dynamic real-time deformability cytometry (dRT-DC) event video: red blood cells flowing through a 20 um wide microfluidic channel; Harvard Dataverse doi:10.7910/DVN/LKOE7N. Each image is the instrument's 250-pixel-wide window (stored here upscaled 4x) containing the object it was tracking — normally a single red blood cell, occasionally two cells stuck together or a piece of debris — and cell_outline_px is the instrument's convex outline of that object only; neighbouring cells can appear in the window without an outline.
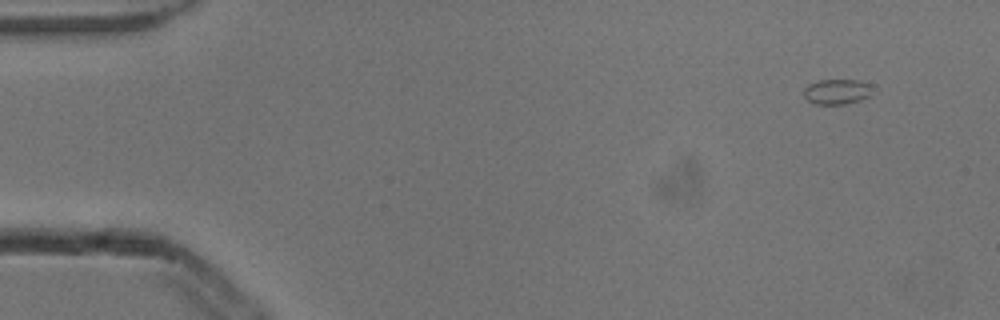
{"species": "common noctule bat (a hibernating species)", "species_latin": "Nyctalus noctula", "temperature_condition": "cold", "stored_images_in_passage": 4, "segment_of_instrument_passage": [2, 2], "camera_frame_rate_fps": 3000, "um_per_image_px": 0.085, "animal": {"sex": "male", "body_mass_g": 13.3}, "frame": {"image": 1, "passage_image": 4, "time_ms": 1.0, "image_size_px": [1000, 320], "cell_outline_px": [[872, 84], [868, 96], [860, 100], [844, 104], [816, 104], [808, 100], [804, 96], [804, 88], [808, 84], [820, 80], [860, 80]], "centroid_in_image_um": [71.12, 7.78], "position_along_channel_um": 13.9, "area_um2": 10.0}}